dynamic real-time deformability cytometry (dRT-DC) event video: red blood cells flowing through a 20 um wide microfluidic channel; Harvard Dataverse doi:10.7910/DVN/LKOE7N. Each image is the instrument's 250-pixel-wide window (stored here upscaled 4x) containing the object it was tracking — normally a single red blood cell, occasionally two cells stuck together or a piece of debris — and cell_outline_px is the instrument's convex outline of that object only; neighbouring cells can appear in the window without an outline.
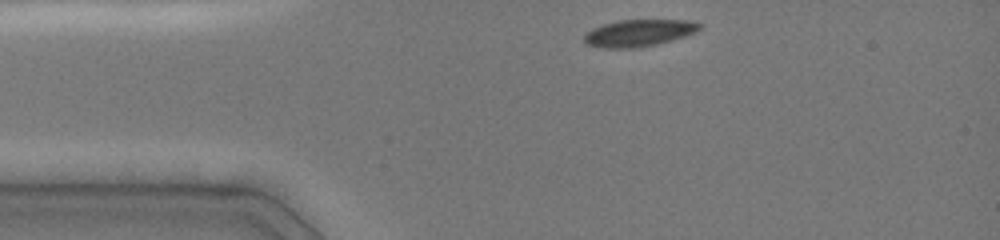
{"species": "common noctule bat (a hibernating species)", "species_latin": "Nyctalus noctula", "temperature_condition": "cold", "stored_images_in_passage": 35, "camera_frame_rate_fps": 3000, "um_per_image_px": 0.085, "animal": {"sex": "female", "body_mass_g": 19.0, "forearm_length_mm": 51.5}, "frame": {"image": 1, "passage_image": 1, "time_ms": 0.0, "image_size_px": [1000, 240], "cell_outline_px": [[704, 24], [696, 32], [672, 40], [656, 44], [636, 48], [600, 48], [588, 44], [584, 40], [584, 36], [592, 28], [604, 24], [620, 20], [688, 20]], "centroid_in_image_um": [54.32, 2.8], "position_along_channel_um": 30.7, "area_um2": 18.03}}
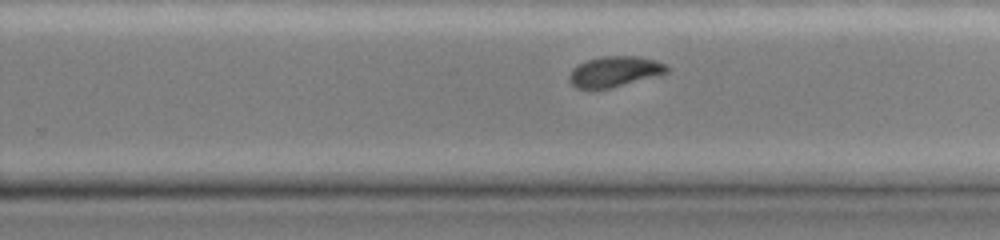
{"frame": {"image": 2, "passage_image": 24, "time_ms": 7.0, "image_size_px": [1000, 240], "cell_outline_px": [[668, 72], [612, 88], [576, 88], [568, 80], [568, 76], [572, 68], [588, 60], [604, 56], [636, 56], [656, 60], [664, 64], [668, 68]], "centroid_in_image_um": [52.21, 6.08], "position_along_channel_um": 277.6, "area_um2": 17.11}}
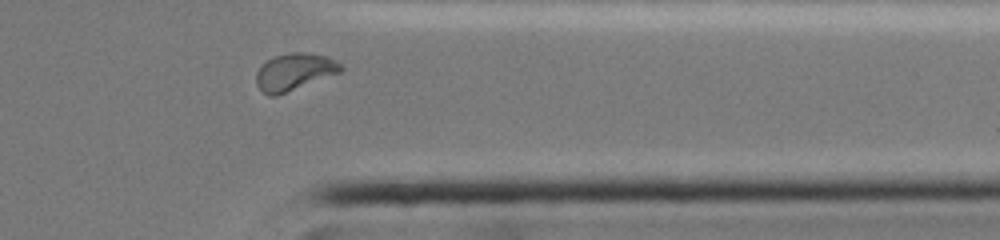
{"frame": {"image": 3, "passage_image": 33, "time_ms": 9.667, "image_size_px": [1000, 240], "cell_outline_px": [[344, 68], [340, 72], [276, 96], [268, 96], [256, 84], [256, 72], [268, 60], [276, 56], [288, 52], [300, 52], [328, 56], [336, 60]], "centroid_in_image_um": [25.02, 6.1], "position_along_channel_um": 386.4, "area_um2": 17.98}}